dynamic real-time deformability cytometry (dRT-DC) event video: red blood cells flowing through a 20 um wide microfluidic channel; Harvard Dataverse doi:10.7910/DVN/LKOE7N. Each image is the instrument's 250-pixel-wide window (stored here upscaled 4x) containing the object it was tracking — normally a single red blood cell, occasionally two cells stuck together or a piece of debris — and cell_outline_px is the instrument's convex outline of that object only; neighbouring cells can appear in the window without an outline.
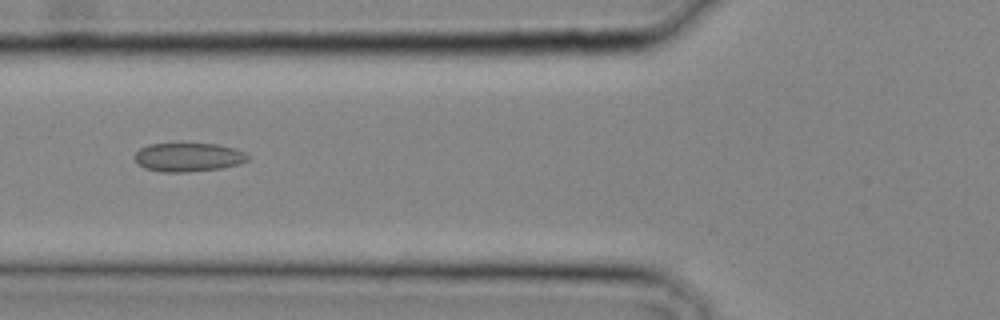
{"species": "common noctule bat (a hibernating species)", "species_latin": "Nyctalus noctula", "temperature_condition": "cold", "stored_images_in_passage": 17, "camera_frame_rate_fps": 3000, "um_per_image_px": 0.085, "animal": {"sex": "male", "body_mass_g": 20.4}, "frame": {"image": 1, "passage_image": 10, "time_ms": 3.0, "image_size_px": [1000, 320], "cell_outline_px": [[252, 156], [248, 160], [240, 164], [224, 168], [184, 172], [164, 172], [144, 168], [132, 156], [140, 148], [148, 144], [216, 144], [236, 148]], "centroid_in_image_um": [16.05, 13.36], "position_along_channel_um": 109.8, "area_um2": 19.07}}
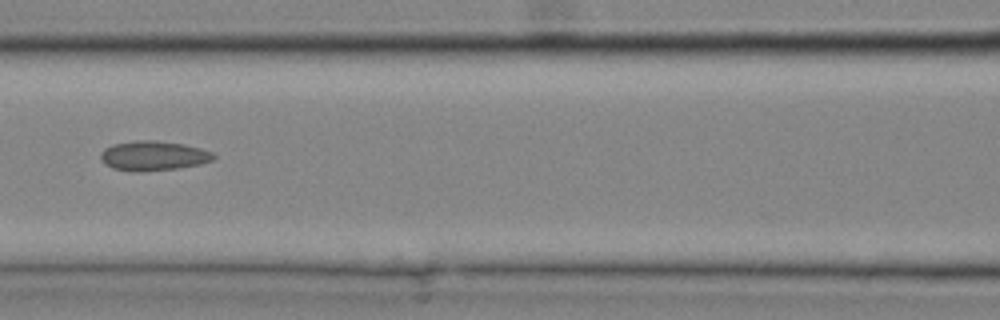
{"frame": {"image": 2, "passage_image": 12, "time_ms": 3.667, "image_size_px": [1000, 320], "cell_outline_px": [[216, 156], [212, 160], [200, 164], [176, 168], [112, 168], [104, 164], [100, 160], [100, 152], [104, 148], [112, 144], [136, 140], [156, 140], [184, 144], [200, 148], [212, 152]], "centroid_in_image_um": [13.04, 13.17], "position_along_channel_um": 153.6, "area_um2": 18.67}}